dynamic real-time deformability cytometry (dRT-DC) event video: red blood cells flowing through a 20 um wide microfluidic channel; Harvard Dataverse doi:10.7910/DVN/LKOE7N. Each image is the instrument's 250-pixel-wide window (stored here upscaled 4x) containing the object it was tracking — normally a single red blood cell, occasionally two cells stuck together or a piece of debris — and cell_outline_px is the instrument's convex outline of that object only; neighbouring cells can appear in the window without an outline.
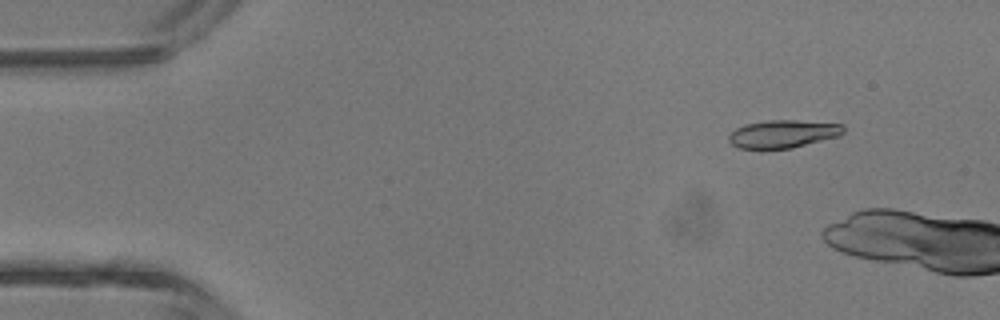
{"species": "common noctule bat (a hibernating species)", "species_latin": "Nyctalus noctula", "temperature_condition": "room temperature", "stored_images_in_passage": 5, "camera_frame_rate_fps": 3000, "um_per_image_px": 0.085, "animal": {"sex": "male", "body_mass_g": 13.3}, "frame": {"image": 1, "passage_image": 1, "time_ms": 0.0, "image_size_px": [1000, 320], "cell_outline_px": [[844, 132], [840, 136], [792, 148], [760, 152], [736, 148], [728, 140], [728, 136], [736, 128], [744, 124], [768, 120], [796, 120], [844, 124]], "centroid_in_image_um": [66.5, 11.43], "position_along_channel_um": 18.5, "area_um2": 19.48}}